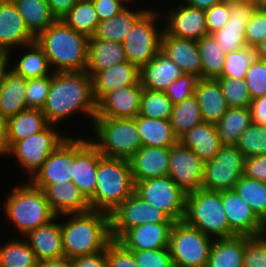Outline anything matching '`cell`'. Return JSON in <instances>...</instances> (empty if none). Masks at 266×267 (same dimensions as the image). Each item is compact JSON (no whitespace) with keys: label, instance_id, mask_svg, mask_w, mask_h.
I'll return each instance as SVG.
<instances>
[{"label":"cell","instance_id":"603a6c76","mask_svg":"<svg viewBox=\"0 0 266 267\" xmlns=\"http://www.w3.org/2000/svg\"><path fill=\"white\" fill-rule=\"evenodd\" d=\"M170 147L141 146L129 159L134 182L168 176Z\"/></svg>","mask_w":266,"mask_h":267},{"label":"cell","instance_id":"94428289","mask_svg":"<svg viewBox=\"0 0 266 267\" xmlns=\"http://www.w3.org/2000/svg\"><path fill=\"white\" fill-rule=\"evenodd\" d=\"M71 267H107L106 248L95 254L71 258Z\"/></svg>","mask_w":266,"mask_h":267},{"label":"cell","instance_id":"c3c4849f","mask_svg":"<svg viewBox=\"0 0 266 267\" xmlns=\"http://www.w3.org/2000/svg\"><path fill=\"white\" fill-rule=\"evenodd\" d=\"M228 107L250 108L251 96L245 79L217 78Z\"/></svg>","mask_w":266,"mask_h":267},{"label":"cell","instance_id":"e7e4bbea","mask_svg":"<svg viewBox=\"0 0 266 267\" xmlns=\"http://www.w3.org/2000/svg\"><path fill=\"white\" fill-rule=\"evenodd\" d=\"M9 149L7 120L0 117V157L7 156Z\"/></svg>","mask_w":266,"mask_h":267},{"label":"cell","instance_id":"be15d7a7","mask_svg":"<svg viewBox=\"0 0 266 267\" xmlns=\"http://www.w3.org/2000/svg\"><path fill=\"white\" fill-rule=\"evenodd\" d=\"M79 0H47L52 15L62 19Z\"/></svg>","mask_w":266,"mask_h":267},{"label":"cell","instance_id":"8c879c8a","mask_svg":"<svg viewBox=\"0 0 266 267\" xmlns=\"http://www.w3.org/2000/svg\"><path fill=\"white\" fill-rule=\"evenodd\" d=\"M130 5H132V4H134V3H132L134 0H126Z\"/></svg>","mask_w":266,"mask_h":267},{"label":"cell","instance_id":"11a10c76","mask_svg":"<svg viewBox=\"0 0 266 267\" xmlns=\"http://www.w3.org/2000/svg\"><path fill=\"white\" fill-rule=\"evenodd\" d=\"M132 252L139 267H174L169 248Z\"/></svg>","mask_w":266,"mask_h":267},{"label":"cell","instance_id":"ab89813d","mask_svg":"<svg viewBox=\"0 0 266 267\" xmlns=\"http://www.w3.org/2000/svg\"><path fill=\"white\" fill-rule=\"evenodd\" d=\"M197 45L202 63L201 78H219L224 68L226 53L218 45L212 35H207L197 40Z\"/></svg>","mask_w":266,"mask_h":267},{"label":"cell","instance_id":"e575fe53","mask_svg":"<svg viewBox=\"0 0 266 267\" xmlns=\"http://www.w3.org/2000/svg\"><path fill=\"white\" fill-rule=\"evenodd\" d=\"M134 119L142 146L171 147L178 141L170 120L148 118L139 114Z\"/></svg>","mask_w":266,"mask_h":267},{"label":"cell","instance_id":"4316f807","mask_svg":"<svg viewBox=\"0 0 266 267\" xmlns=\"http://www.w3.org/2000/svg\"><path fill=\"white\" fill-rule=\"evenodd\" d=\"M56 216L49 223L30 231L25 237L37 261L64 257L61 220ZM58 221V222H57Z\"/></svg>","mask_w":266,"mask_h":267},{"label":"cell","instance_id":"d590c367","mask_svg":"<svg viewBox=\"0 0 266 267\" xmlns=\"http://www.w3.org/2000/svg\"><path fill=\"white\" fill-rule=\"evenodd\" d=\"M244 236L214 239L206 267H243Z\"/></svg>","mask_w":266,"mask_h":267},{"label":"cell","instance_id":"d6986e66","mask_svg":"<svg viewBox=\"0 0 266 267\" xmlns=\"http://www.w3.org/2000/svg\"><path fill=\"white\" fill-rule=\"evenodd\" d=\"M222 204L229 228L236 236H258L266 233V224L235 189L222 191Z\"/></svg>","mask_w":266,"mask_h":267},{"label":"cell","instance_id":"9a60e30c","mask_svg":"<svg viewBox=\"0 0 266 267\" xmlns=\"http://www.w3.org/2000/svg\"><path fill=\"white\" fill-rule=\"evenodd\" d=\"M73 161L74 135H69L29 181L42 190L50 184L70 183L73 177Z\"/></svg>","mask_w":266,"mask_h":267},{"label":"cell","instance_id":"4fadbf2b","mask_svg":"<svg viewBox=\"0 0 266 267\" xmlns=\"http://www.w3.org/2000/svg\"><path fill=\"white\" fill-rule=\"evenodd\" d=\"M145 223H175L163 211L133 193L110 213L111 239L118 240L127 230Z\"/></svg>","mask_w":266,"mask_h":267},{"label":"cell","instance_id":"89a4df30","mask_svg":"<svg viewBox=\"0 0 266 267\" xmlns=\"http://www.w3.org/2000/svg\"><path fill=\"white\" fill-rule=\"evenodd\" d=\"M9 58L6 53L0 52V84L4 71L8 68Z\"/></svg>","mask_w":266,"mask_h":267},{"label":"cell","instance_id":"30bf717a","mask_svg":"<svg viewBox=\"0 0 266 267\" xmlns=\"http://www.w3.org/2000/svg\"><path fill=\"white\" fill-rule=\"evenodd\" d=\"M58 125L49 124L41 132L35 133L13 143L10 146L7 156L16 158L20 170L23 169L28 174L30 180L41 168L48 156L69 136L61 133ZM58 128V129H57ZM60 130V131H58Z\"/></svg>","mask_w":266,"mask_h":267},{"label":"cell","instance_id":"8d00e7d4","mask_svg":"<svg viewBox=\"0 0 266 267\" xmlns=\"http://www.w3.org/2000/svg\"><path fill=\"white\" fill-rule=\"evenodd\" d=\"M49 123L41 109L28 108L7 119L10 146L30 135L41 132Z\"/></svg>","mask_w":266,"mask_h":267},{"label":"cell","instance_id":"6f0895ef","mask_svg":"<svg viewBox=\"0 0 266 267\" xmlns=\"http://www.w3.org/2000/svg\"><path fill=\"white\" fill-rule=\"evenodd\" d=\"M208 35L219 31L229 20V0H222L205 11Z\"/></svg>","mask_w":266,"mask_h":267},{"label":"cell","instance_id":"8992f818","mask_svg":"<svg viewBox=\"0 0 266 267\" xmlns=\"http://www.w3.org/2000/svg\"><path fill=\"white\" fill-rule=\"evenodd\" d=\"M183 220L213 239L236 236L228 225L222 204V191L201 188L186 194Z\"/></svg>","mask_w":266,"mask_h":267},{"label":"cell","instance_id":"ffe728a7","mask_svg":"<svg viewBox=\"0 0 266 267\" xmlns=\"http://www.w3.org/2000/svg\"><path fill=\"white\" fill-rule=\"evenodd\" d=\"M35 41L12 0H0V52L11 61L15 48ZM11 54V55H10Z\"/></svg>","mask_w":266,"mask_h":267},{"label":"cell","instance_id":"2644e50d","mask_svg":"<svg viewBox=\"0 0 266 267\" xmlns=\"http://www.w3.org/2000/svg\"><path fill=\"white\" fill-rule=\"evenodd\" d=\"M253 3V5L256 7V9H263L266 8V0H249Z\"/></svg>","mask_w":266,"mask_h":267},{"label":"cell","instance_id":"680465c9","mask_svg":"<svg viewBox=\"0 0 266 267\" xmlns=\"http://www.w3.org/2000/svg\"><path fill=\"white\" fill-rule=\"evenodd\" d=\"M99 21L113 18L129 4L126 0H92Z\"/></svg>","mask_w":266,"mask_h":267},{"label":"cell","instance_id":"753ad0ef","mask_svg":"<svg viewBox=\"0 0 266 267\" xmlns=\"http://www.w3.org/2000/svg\"><path fill=\"white\" fill-rule=\"evenodd\" d=\"M261 11L266 15V8L261 9Z\"/></svg>","mask_w":266,"mask_h":267},{"label":"cell","instance_id":"d6a6232c","mask_svg":"<svg viewBox=\"0 0 266 267\" xmlns=\"http://www.w3.org/2000/svg\"><path fill=\"white\" fill-rule=\"evenodd\" d=\"M204 162L213 159L220 151V138L215 124L202 122L178 139Z\"/></svg>","mask_w":266,"mask_h":267},{"label":"cell","instance_id":"f5cc1de1","mask_svg":"<svg viewBox=\"0 0 266 267\" xmlns=\"http://www.w3.org/2000/svg\"><path fill=\"white\" fill-rule=\"evenodd\" d=\"M198 79L194 74L183 73L167 87L165 94L171 100L172 104H178L194 95Z\"/></svg>","mask_w":266,"mask_h":267},{"label":"cell","instance_id":"f1b7e54d","mask_svg":"<svg viewBox=\"0 0 266 267\" xmlns=\"http://www.w3.org/2000/svg\"><path fill=\"white\" fill-rule=\"evenodd\" d=\"M194 96L199 104L203 122L217 124L228 109L217 79L199 78Z\"/></svg>","mask_w":266,"mask_h":267},{"label":"cell","instance_id":"5bb4252c","mask_svg":"<svg viewBox=\"0 0 266 267\" xmlns=\"http://www.w3.org/2000/svg\"><path fill=\"white\" fill-rule=\"evenodd\" d=\"M205 162L179 140L170 147L168 176L186 194L202 188Z\"/></svg>","mask_w":266,"mask_h":267},{"label":"cell","instance_id":"816d5d0a","mask_svg":"<svg viewBox=\"0 0 266 267\" xmlns=\"http://www.w3.org/2000/svg\"><path fill=\"white\" fill-rule=\"evenodd\" d=\"M245 82L252 100L266 95V61L256 58L246 73Z\"/></svg>","mask_w":266,"mask_h":267},{"label":"cell","instance_id":"44dd1931","mask_svg":"<svg viewBox=\"0 0 266 267\" xmlns=\"http://www.w3.org/2000/svg\"><path fill=\"white\" fill-rule=\"evenodd\" d=\"M142 93L140 83L107 93L96 104L95 118H135L140 112Z\"/></svg>","mask_w":266,"mask_h":267},{"label":"cell","instance_id":"ba28073f","mask_svg":"<svg viewBox=\"0 0 266 267\" xmlns=\"http://www.w3.org/2000/svg\"><path fill=\"white\" fill-rule=\"evenodd\" d=\"M155 9L148 7V10L135 22L122 42L126 60L139 69L161 51L164 25L162 27L160 25L164 20L161 17V11Z\"/></svg>","mask_w":266,"mask_h":267},{"label":"cell","instance_id":"03108f58","mask_svg":"<svg viewBox=\"0 0 266 267\" xmlns=\"http://www.w3.org/2000/svg\"><path fill=\"white\" fill-rule=\"evenodd\" d=\"M36 267H71V259L61 257L56 259H48L37 261Z\"/></svg>","mask_w":266,"mask_h":267},{"label":"cell","instance_id":"cb8c5ba5","mask_svg":"<svg viewBox=\"0 0 266 267\" xmlns=\"http://www.w3.org/2000/svg\"><path fill=\"white\" fill-rule=\"evenodd\" d=\"M140 69L128 62H122L92 76V91L96 104L117 88L140 83Z\"/></svg>","mask_w":266,"mask_h":267},{"label":"cell","instance_id":"b9f144b4","mask_svg":"<svg viewBox=\"0 0 266 267\" xmlns=\"http://www.w3.org/2000/svg\"><path fill=\"white\" fill-rule=\"evenodd\" d=\"M170 122L178 139L203 122L200 107L194 95L178 104H173Z\"/></svg>","mask_w":266,"mask_h":267},{"label":"cell","instance_id":"5b68a950","mask_svg":"<svg viewBox=\"0 0 266 267\" xmlns=\"http://www.w3.org/2000/svg\"><path fill=\"white\" fill-rule=\"evenodd\" d=\"M134 189L130 161L102 155L98 161L95 193L88 200L90 208L110 214Z\"/></svg>","mask_w":266,"mask_h":267},{"label":"cell","instance_id":"9c48e42d","mask_svg":"<svg viewBox=\"0 0 266 267\" xmlns=\"http://www.w3.org/2000/svg\"><path fill=\"white\" fill-rule=\"evenodd\" d=\"M213 240L184 220L176 221L169 240L174 267H206Z\"/></svg>","mask_w":266,"mask_h":267},{"label":"cell","instance_id":"ac0fdd59","mask_svg":"<svg viewBox=\"0 0 266 267\" xmlns=\"http://www.w3.org/2000/svg\"><path fill=\"white\" fill-rule=\"evenodd\" d=\"M255 10L256 7L249 0H229V20L219 31L212 34L226 54L247 47L246 25Z\"/></svg>","mask_w":266,"mask_h":267},{"label":"cell","instance_id":"bcb514c9","mask_svg":"<svg viewBox=\"0 0 266 267\" xmlns=\"http://www.w3.org/2000/svg\"><path fill=\"white\" fill-rule=\"evenodd\" d=\"M244 155H266V126L251 123L239 136L235 145Z\"/></svg>","mask_w":266,"mask_h":267},{"label":"cell","instance_id":"e0dca14e","mask_svg":"<svg viewBox=\"0 0 266 267\" xmlns=\"http://www.w3.org/2000/svg\"><path fill=\"white\" fill-rule=\"evenodd\" d=\"M74 136V161L72 182L83 196L89 200L95 193L98 161L102 154L98 147L89 140Z\"/></svg>","mask_w":266,"mask_h":267},{"label":"cell","instance_id":"681fc988","mask_svg":"<svg viewBox=\"0 0 266 267\" xmlns=\"http://www.w3.org/2000/svg\"><path fill=\"white\" fill-rule=\"evenodd\" d=\"M243 267H266V233L244 236Z\"/></svg>","mask_w":266,"mask_h":267},{"label":"cell","instance_id":"7bdbcfd3","mask_svg":"<svg viewBox=\"0 0 266 267\" xmlns=\"http://www.w3.org/2000/svg\"><path fill=\"white\" fill-rule=\"evenodd\" d=\"M62 20L88 38L93 36L100 22L92 0H79Z\"/></svg>","mask_w":266,"mask_h":267},{"label":"cell","instance_id":"91938a15","mask_svg":"<svg viewBox=\"0 0 266 267\" xmlns=\"http://www.w3.org/2000/svg\"><path fill=\"white\" fill-rule=\"evenodd\" d=\"M243 175L250 179L266 182V155L246 157Z\"/></svg>","mask_w":266,"mask_h":267},{"label":"cell","instance_id":"db71d44e","mask_svg":"<svg viewBox=\"0 0 266 267\" xmlns=\"http://www.w3.org/2000/svg\"><path fill=\"white\" fill-rule=\"evenodd\" d=\"M106 261L107 267H139L133 252L113 239L106 245Z\"/></svg>","mask_w":266,"mask_h":267},{"label":"cell","instance_id":"6da1fadb","mask_svg":"<svg viewBox=\"0 0 266 267\" xmlns=\"http://www.w3.org/2000/svg\"><path fill=\"white\" fill-rule=\"evenodd\" d=\"M42 113L47 122L54 125L69 120L73 115L84 114L92 127L96 115L92 77L86 71L53 72Z\"/></svg>","mask_w":266,"mask_h":267},{"label":"cell","instance_id":"f546056e","mask_svg":"<svg viewBox=\"0 0 266 267\" xmlns=\"http://www.w3.org/2000/svg\"><path fill=\"white\" fill-rule=\"evenodd\" d=\"M25 94L26 79L8 67L0 84V117L7 120L27 109Z\"/></svg>","mask_w":266,"mask_h":267},{"label":"cell","instance_id":"f907efd6","mask_svg":"<svg viewBox=\"0 0 266 267\" xmlns=\"http://www.w3.org/2000/svg\"><path fill=\"white\" fill-rule=\"evenodd\" d=\"M51 75L26 80V104L27 109H41L46 103L50 90Z\"/></svg>","mask_w":266,"mask_h":267},{"label":"cell","instance_id":"836d02e7","mask_svg":"<svg viewBox=\"0 0 266 267\" xmlns=\"http://www.w3.org/2000/svg\"><path fill=\"white\" fill-rule=\"evenodd\" d=\"M129 6L113 18L99 22L95 33L90 38L122 43L135 22L148 10L147 7L142 9L134 7L132 10Z\"/></svg>","mask_w":266,"mask_h":267},{"label":"cell","instance_id":"277c9868","mask_svg":"<svg viewBox=\"0 0 266 267\" xmlns=\"http://www.w3.org/2000/svg\"><path fill=\"white\" fill-rule=\"evenodd\" d=\"M17 185L2 201L1 207L6 219L19 231L18 237H24L37 227L49 223L56 215L42 189L35 187L29 180Z\"/></svg>","mask_w":266,"mask_h":267},{"label":"cell","instance_id":"4dcf8cb0","mask_svg":"<svg viewBox=\"0 0 266 267\" xmlns=\"http://www.w3.org/2000/svg\"><path fill=\"white\" fill-rule=\"evenodd\" d=\"M123 43L89 38L85 71L92 77L95 73L125 62Z\"/></svg>","mask_w":266,"mask_h":267},{"label":"cell","instance_id":"7dc6e473","mask_svg":"<svg viewBox=\"0 0 266 267\" xmlns=\"http://www.w3.org/2000/svg\"><path fill=\"white\" fill-rule=\"evenodd\" d=\"M255 59V48L250 46L227 53L220 77L245 79L246 73Z\"/></svg>","mask_w":266,"mask_h":267},{"label":"cell","instance_id":"83f0119b","mask_svg":"<svg viewBox=\"0 0 266 267\" xmlns=\"http://www.w3.org/2000/svg\"><path fill=\"white\" fill-rule=\"evenodd\" d=\"M182 74L180 67L160 51L140 68L139 80L143 89L165 92L167 87Z\"/></svg>","mask_w":266,"mask_h":267},{"label":"cell","instance_id":"74e56055","mask_svg":"<svg viewBox=\"0 0 266 267\" xmlns=\"http://www.w3.org/2000/svg\"><path fill=\"white\" fill-rule=\"evenodd\" d=\"M12 2L35 38L56 20L47 0H12Z\"/></svg>","mask_w":266,"mask_h":267},{"label":"cell","instance_id":"3957f363","mask_svg":"<svg viewBox=\"0 0 266 267\" xmlns=\"http://www.w3.org/2000/svg\"><path fill=\"white\" fill-rule=\"evenodd\" d=\"M89 38L56 19L36 38L53 72L85 71Z\"/></svg>","mask_w":266,"mask_h":267},{"label":"cell","instance_id":"60d3db41","mask_svg":"<svg viewBox=\"0 0 266 267\" xmlns=\"http://www.w3.org/2000/svg\"><path fill=\"white\" fill-rule=\"evenodd\" d=\"M22 238V239H21ZM10 238L0 246V267H32L37 259L25 237Z\"/></svg>","mask_w":266,"mask_h":267},{"label":"cell","instance_id":"8fae6325","mask_svg":"<svg viewBox=\"0 0 266 267\" xmlns=\"http://www.w3.org/2000/svg\"><path fill=\"white\" fill-rule=\"evenodd\" d=\"M245 157L231 145H223L213 159L205 161L202 188L210 191L234 189L244 174Z\"/></svg>","mask_w":266,"mask_h":267},{"label":"cell","instance_id":"ee69618b","mask_svg":"<svg viewBox=\"0 0 266 267\" xmlns=\"http://www.w3.org/2000/svg\"><path fill=\"white\" fill-rule=\"evenodd\" d=\"M234 189L266 224V182L243 175Z\"/></svg>","mask_w":266,"mask_h":267},{"label":"cell","instance_id":"003e7915","mask_svg":"<svg viewBox=\"0 0 266 267\" xmlns=\"http://www.w3.org/2000/svg\"><path fill=\"white\" fill-rule=\"evenodd\" d=\"M182 1L192 7L201 9L202 11H207L215 4L220 3L222 0H182Z\"/></svg>","mask_w":266,"mask_h":267},{"label":"cell","instance_id":"6125c7cd","mask_svg":"<svg viewBox=\"0 0 266 267\" xmlns=\"http://www.w3.org/2000/svg\"><path fill=\"white\" fill-rule=\"evenodd\" d=\"M252 122L266 126V95L251 101Z\"/></svg>","mask_w":266,"mask_h":267},{"label":"cell","instance_id":"a7ac6f4b","mask_svg":"<svg viewBox=\"0 0 266 267\" xmlns=\"http://www.w3.org/2000/svg\"><path fill=\"white\" fill-rule=\"evenodd\" d=\"M256 58L266 61V36L254 46Z\"/></svg>","mask_w":266,"mask_h":267},{"label":"cell","instance_id":"7402d4cb","mask_svg":"<svg viewBox=\"0 0 266 267\" xmlns=\"http://www.w3.org/2000/svg\"><path fill=\"white\" fill-rule=\"evenodd\" d=\"M174 223H145L127 230L117 241L129 251L169 248Z\"/></svg>","mask_w":266,"mask_h":267},{"label":"cell","instance_id":"7c38bea8","mask_svg":"<svg viewBox=\"0 0 266 267\" xmlns=\"http://www.w3.org/2000/svg\"><path fill=\"white\" fill-rule=\"evenodd\" d=\"M134 193L174 222L184 219L186 193L169 176L137 181Z\"/></svg>","mask_w":266,"mask_h":267},{"label":"cell","instance_id":"d4e9b609","mask_svg":"<svg viewBox=\"0 0 266 267\" xmlns=\"http://www.w3.org/2000/svg\"><path fill=\"white\" fill-rule=\"evenodd\" d=\"M161 51L175 62L183 73L201 78L202 63L197 40L174 37L163 31Z\"/></svg>","mask_w":266,"mask_h":267},{"label":"cell","instance_id":"f6af8a7d","mask_svg":"<svg viewBox=\"0 0 266 267\" xmlns=\"http://www.w3.org/2000/svg\"><path fill=\"white\" fill-rule=\"evenodd\" d=\"M172 106L173 104L165 92L143 89L139 115L170 120Z\"/></svg>","mask_w":266,"mask_h":267},{"label":"cell","instance_id":"f35d334b","mask_svg":"<svg viewBox=\"0 0 266 267\" xmlns=\"http://www.w3.org/2000/svg\"><path fill=\"white\" fill-rule=\"evenodd\" d=\"M252 123L250 108L228 107L215 124L222 145L235 146L240 134Z\"/></svg>","mask_w":266,"mask_h":267},{"label":"cell","instance_id":"52a82bcc","mask_svg":"<svg viewBox=\"0 0 266 267\" xmlns=\"http://www.w3.org/2000/svg\"><path fill=\"white\" fill-rule=\"evenodd\" d=\"M91 131L90 140L107 157L129 160L142 146L134 118H95Z\"/></svg>","mask_w":266,"mask_h":267},{"label":"cell","instance_id":"7a4b0ae2","mask_svg":"<svg viewBox=\"0 0 266 267\" xmlns=\"http://www.w3.org/2000/svg\"><path fill=\"white\" fill-rule=\"evenodd\" d=\"M62 217L66 219L61 220L62 246L69 259L103 251L112 240L108 213L89 210Z\"/></svg>","mask_w":266,"mask_h":267},{"label":"cell","instance_id":"484cf974","mask_svg":"<svg viewBox=\"0 0 266 267\" xmlns=\"http://www.w3.org/2000/svg\"><path fill=\"white\" fill-rule=\"evenodd\" d=\"M45 197L56 216L83 213L91 210L89 201L73 183H55L44 189Z\"/></svg>","mask_w":266,"mask_h":267},{"label":"cell","instance_id":"2e32d148","mask_svg":"<svg viewBox=\"0 0 266 267\" xmlns=\"http://www.w3.org/2000/svg\"><path fill=\"white\" fill-rule=\"evenodd\" d=\"M175 7L172 5L167 13L161 12L163 20L166 19L163 24L168 35L190 40H199L208 35L205 11L183 1L177 6L175 4Z\"/></svg>","mask_w":266,"mask_h":267},{"label":"cell","instance_id":"9f6ffc18","mask_svg":"<svg viewBox=\"0 0 266 267\" xmlns=\"http://www.w3.org/2000/svg\"><path fill=\"white\" fill-rule=\"evenodd\" d=\"M266 36V15L259 9L252 14L246 25L245 40L246 45L254 47Z\"/></svg>","mask_w":266,"mask_h":267},{"label":"cell","instance_id":"1f68e13d","mask_svg":"<svg viewBox=\"0 0 266 267\" xmlns=\"http://www.w3.org/2000/svg\"><path fill=\"white\" fill-rule=\"evenodd\" d=\"M17 54L19 57L14 63L9 60L8 67L26 80L53 74L48 58L36 41L20 47Z\"/></svg>","mask_w":266,"mask_h":267}]
</instances>
